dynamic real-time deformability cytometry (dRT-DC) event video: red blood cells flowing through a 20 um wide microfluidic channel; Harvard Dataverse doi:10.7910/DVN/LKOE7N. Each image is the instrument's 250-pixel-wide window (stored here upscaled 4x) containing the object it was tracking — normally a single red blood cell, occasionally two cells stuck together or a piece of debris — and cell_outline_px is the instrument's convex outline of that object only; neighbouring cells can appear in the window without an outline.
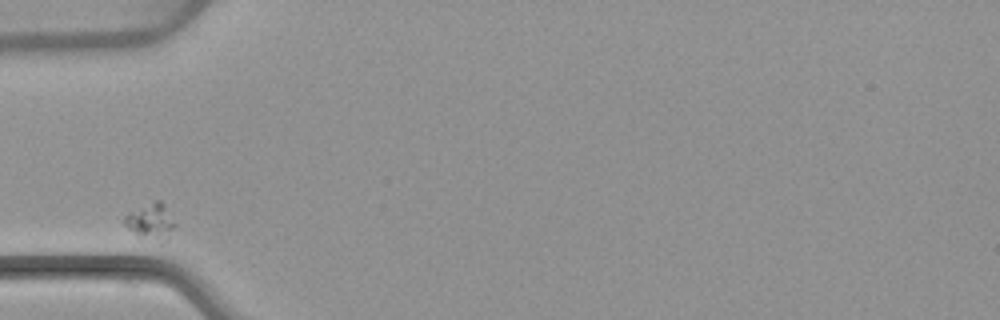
{"species": "common noctule bat (a hibernating species)", "species_latin": "Nyctalus noctula", "temperature_condition": "warm", "stored_images_in_passage": 4, "camera_frame_rate_fps": 3000, "um_per_image_px": 0.085, "animal": {"sex": "female", "body_mass_g": 22.7, "forearm_length_mm": 54.2}, "frame": {"image": 1, "passage_image": 1, "time_ms": 0.0, "image_size_px": [1000, 320], "cell_outline_px": [[176, 224], [168, 240], [164, 244], [160, 244], [140, 236], [128, 228], [124, 224], [124, 216], [128, 212], [156, 200], [160, 200], [164, 204]], "centroid_in_image_um": [12.86, 18.87], "position_along_channel_um": 72.1, "area_um2": 10.75}}
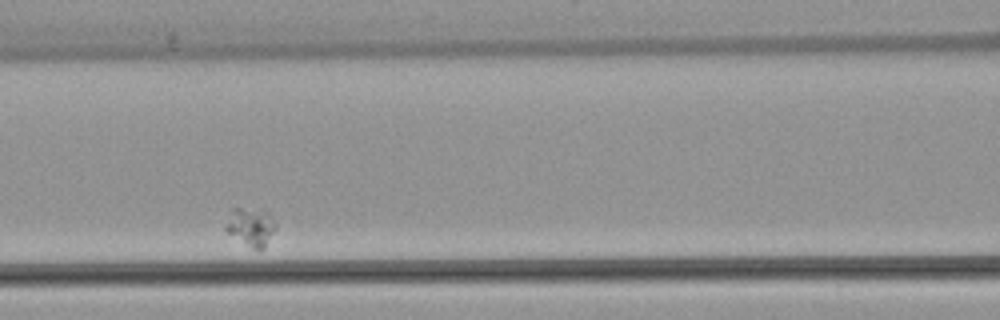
{"frame": {"image": 2, "passage_image": 3, "time_ms": 2.333, "image_size_px": [1000, 320], "cell_outline_px": [[276, 228], [264, 248], [252, 248], [228, 232], [224, 228], [232, 208], [264, 208], [268, 212], [276, 224]], "centroid_in_image_um": [21.34, 19.22], "position_along_channel_um": 145.3, "area_um2": 11.04}}
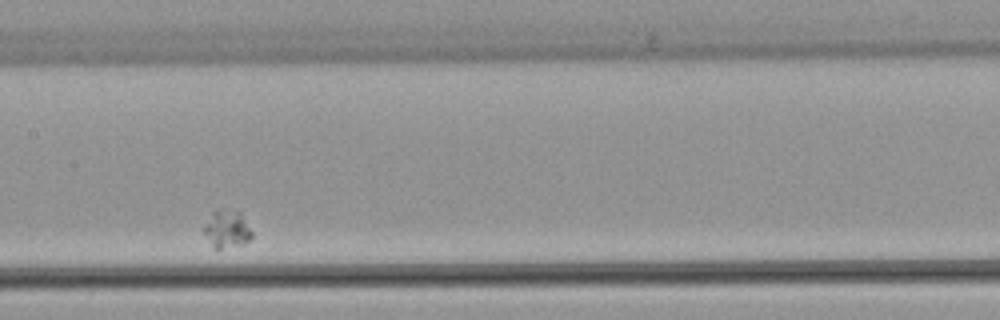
{"frame": {"image": 3, "passage_image": 4, "time_ms": 3.667, "image_size_px": [1000, 320], "cell_outline_px": [[252, 236], [244, 244], [220, 248], [216, 248], [212, 244], [204, 232], [204, 224], [212, 212], [216, 208], [236, 208], [240, 212], [252, 232]], "centroid_in_image_um": [19.29, 19.39], "position_along_channel_um": 188.1, "area_um2": 10.52}}